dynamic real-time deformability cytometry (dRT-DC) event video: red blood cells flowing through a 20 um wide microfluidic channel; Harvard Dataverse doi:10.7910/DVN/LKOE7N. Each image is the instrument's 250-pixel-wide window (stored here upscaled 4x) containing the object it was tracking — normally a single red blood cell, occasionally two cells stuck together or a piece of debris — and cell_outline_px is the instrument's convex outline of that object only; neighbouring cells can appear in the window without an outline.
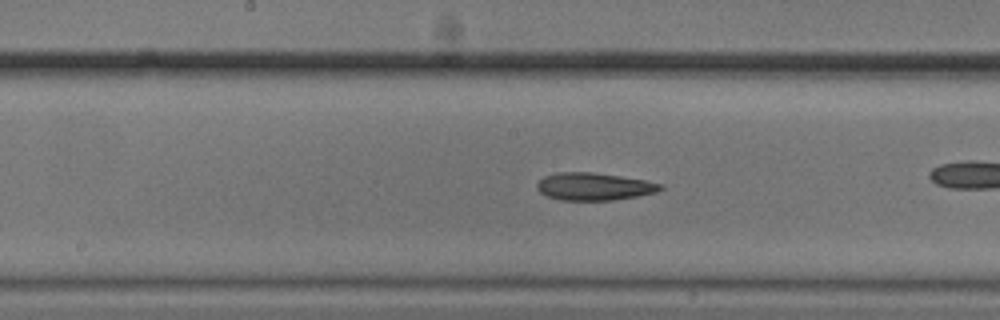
{"species": "common noctule bat (a hibernating species)", "species_latin": "Nyctalus noctula", "temperature_condition": "cold", "stored_images_in_passage": 37, "camera_frame_rate_fps": 3000, "um_per_image_px": 0.085, "animal": {"sex": "male", "body_mass_g": 20.5, "forearm_length_mm": 52.5}, "frame": {"image": 1, "passage_image": 22, "time_ms": 7.0, "image_size_px": [1000, 320], "cell_outline_px": [[664, 188], [656, 192], [636, 196], [612, 200], [560, 200], [548, 196], [540, 192], [536, 188], [536, 184], [544, 176], [556, 172], [592, 172], [620, 176], [644, 180], [664, 184]], "centroid_in_image_um": [50.48, 15.85], "position_along_channel_um": 197.7, "area_um2": 19.77}}
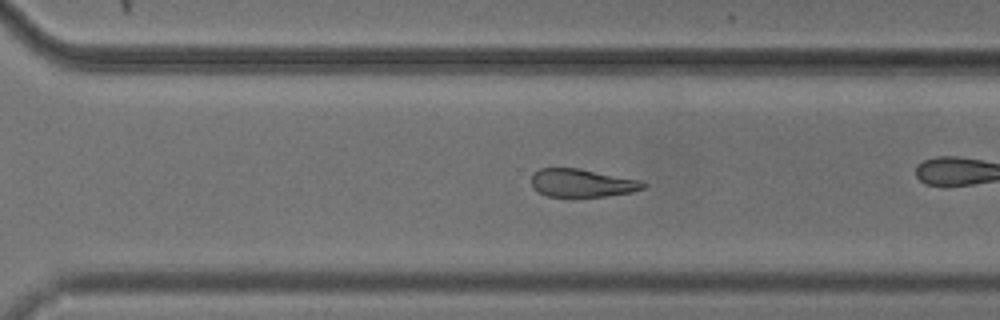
{"frame": {"image": 2, "passage_image": 32, "time_ms": 10.333, "image_size_px": [1000, 320], "cell_outline_px": [[648, 184], [644, 188], [632, 192], [604, 196], [548, 196], [540, 192], [532, 184], [532, 176], [540, 168], [580, 168], [640, 180]], "centroid_in_image_um": [49.52, 15.54], "position_along_channel_um": 321.1, "area_um2": 18.03}}